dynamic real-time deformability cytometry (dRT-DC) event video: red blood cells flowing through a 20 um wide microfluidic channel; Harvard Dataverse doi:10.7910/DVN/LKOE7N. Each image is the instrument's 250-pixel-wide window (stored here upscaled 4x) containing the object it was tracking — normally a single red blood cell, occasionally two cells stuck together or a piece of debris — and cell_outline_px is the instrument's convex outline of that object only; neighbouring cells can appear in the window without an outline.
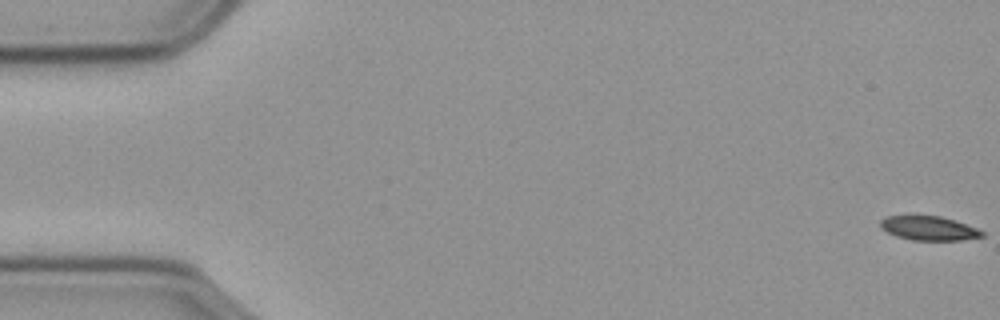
{"species": "common noctule bat (a hibernating species)", "species_latin": "Nyctalus noctula", "temperature_condition": "cold", "stored_images_in_passage": 58, "camera_frame_rate_fps": 3000, "um_per_image_px": 0.085, "animal": {"sex": "male", "body_mass_g": 23.1, "forearm_length_mm": 52.7}, "frame": {"image": 1, "passage_image": 1, "time_ms": 0.0, "image_size_px": [1000, 320], "cell_outline_px": [[984, 236], [960, 240], [912, 240], [896, 236], [880, 228], [880, 220], [888, 216], [912, 212], [940, 216], [976, 228], [984, 232]], "centroid_in_image_um": [78.86, 19.35], "position_along_channel_um": 6.1, "area_um2": 14.8}}
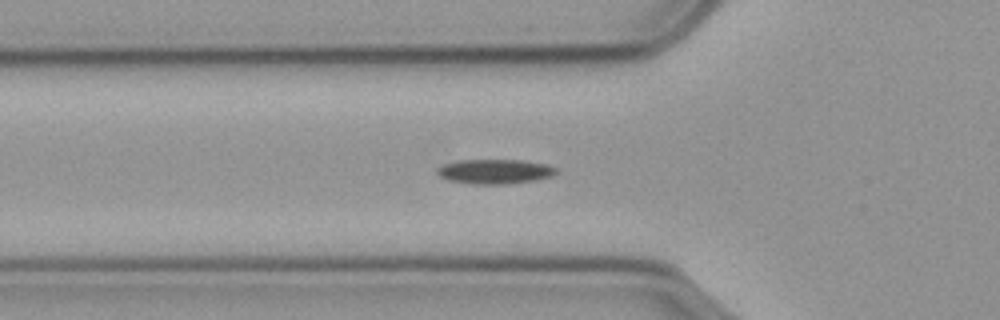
{"frame": {"image": 2, "passage_image": 20, "time_ms": 6.333, "image_size_px": [1000, 320], "cell_outline_px": [[556, 172], [552, 176], [536, 180], [508, 184], [472, 184], [448, 180], [440, 176], [436, 172], [436, 168], [444, 164], [460, 160], [520, 160], [544, 164], [556, 168]], "centroid_in_image_um": [42.03, 14.58], "position_along_channel_um": 83.8, "area_um2": 16.99}}
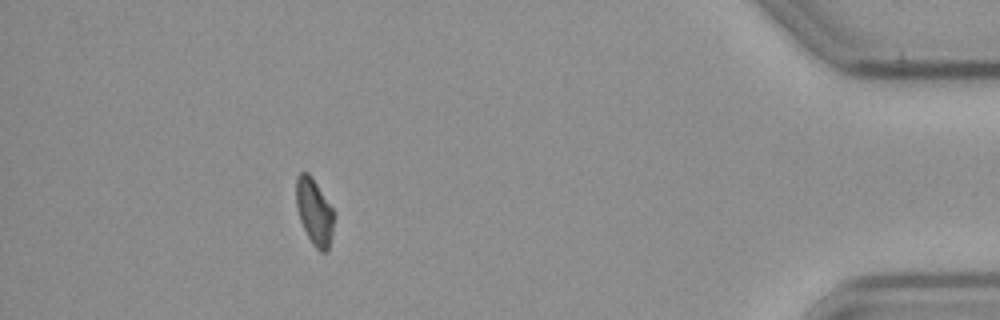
{"frame": {"image": 3, "passage_image": 52, "time_ms": 17.0, "image_size_px": [1000, 320], "cell_outline_px": [[332, 236], [328, 252], [320, 252], [312, 244], [300, 220], [296, 208], [296, 176], [300, 172], [308, 172], [312, 176], [332, 208]], "centroid_in_image_um": [26.69, 17.99], "position_along_channel_um": 408.5, "area_um2": 14.51}}